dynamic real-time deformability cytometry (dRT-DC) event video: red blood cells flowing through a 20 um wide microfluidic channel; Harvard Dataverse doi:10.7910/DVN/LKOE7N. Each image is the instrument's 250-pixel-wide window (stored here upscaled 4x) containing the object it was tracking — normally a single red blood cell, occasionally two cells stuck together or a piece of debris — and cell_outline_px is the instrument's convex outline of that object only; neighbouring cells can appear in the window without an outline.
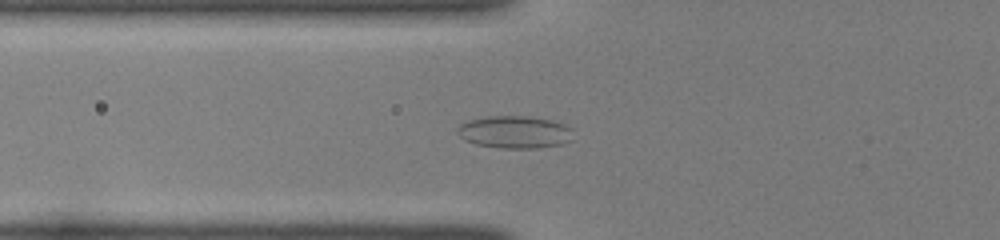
{"species": "common noctule bat (a hibernating species)", "species_latin": "Nyctalus noctula", "temperature_condition": "room temperature", "stored_images_in_passage": 45, "camera_frame_rate_fps": 3000, "um_per_image_px": 0.085, "animal": {"sex": "female", "body_mass_g": 22.0, "forearm_length_mm": 56.7}, "frame": {"image": 1, "passage_image": 14, "time_ms": 4.333, "image_size_px": [1000, 240], "cell_outline_px": [[572, 140], [560, 144], [540, 148], [500, 148], [476, 144], [464, 140], [456, 132], [456, 128], [460, 124], [468, 120], [488, 116], [528, 116], [552, 120], [564, 124], [572, 128]], "centroid_in_image_um": [43.74, 11.22], "position_along_channel_um": 82.1, "area_um2": 22.08}}
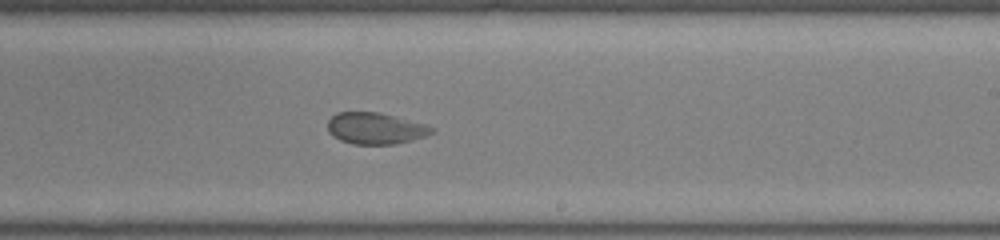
{"frame": {"image": 2, "passage_image": 27, "time_ms": 8.667, "image_size_px": [1000, 240], "cell_outline_px": [[436, 132], [412, 140], [396, 144], [352, 144], [340, 140], [332, 136], [328, 132], [328, 120], [336, 112], [380, 112], [424, 124], [436, 128]], "centroid_in_image_um": [31.9, 10.91], "position_along_channel_um": 257.1, "area_um2": 19.19}}
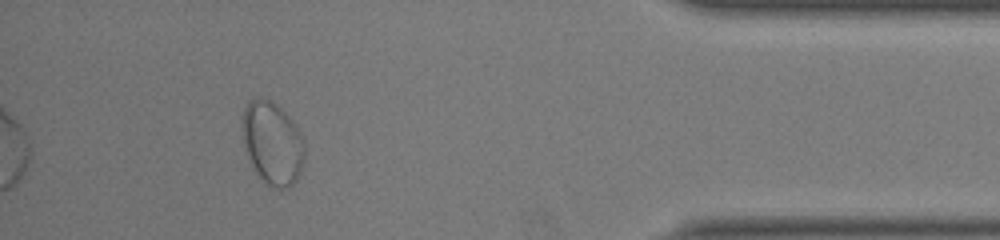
{"frame": {"image": 3, "passage_image": 41, "time_ms": 13.333, "image_size_px": [1000, 240], "cell_outline_px": [[304, 160], [300, 172], [296, 180], [288, 188], [272, 188], [264, 184], [260, 180], [252, 168], [244, 148], [244, 108], [248, 100], [256, 96], [260, 96], [272, 100], [296, 124], [304, 140]], "centroid_in_image_um": [23.16, 12.18], "position_along_channel_um": 412.0, "area_um2": 30.46}}